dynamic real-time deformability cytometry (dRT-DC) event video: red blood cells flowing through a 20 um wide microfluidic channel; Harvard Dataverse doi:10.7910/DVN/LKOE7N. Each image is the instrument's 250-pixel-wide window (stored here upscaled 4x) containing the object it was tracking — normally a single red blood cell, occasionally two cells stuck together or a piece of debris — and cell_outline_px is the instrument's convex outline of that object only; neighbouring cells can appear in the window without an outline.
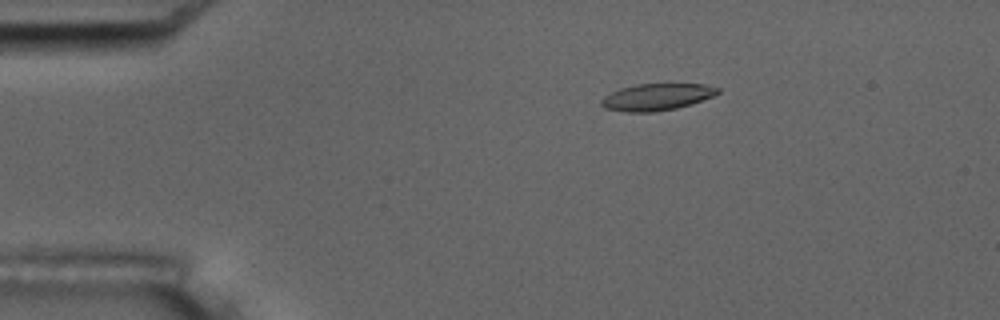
{"species": "common noctule bat (a hibernating species)", "species_latin": "Nyctalus noctula", "temperature_condition": "room temperature", "stored_images_in_passage": 55, "camera_frame_rate_fps": 3000, "um_per_image_px": 0.085, "animal": {"sex": "male", "body_mass_g": 17.5, "forearm_length_mm": 52.3}, "frame": {"image": 1, "passage_image": 10, "time_ms": 3.0, "image_size_px": [1000, 320], "cell_outline_px": [[720, 92], [712, 96], [692, 104], [676, 108], [656, 112], [624, 112], [604, 108], [600, 104], [600, 100], [604, 96], [620, 88], [636, 84], [704, 84], [720, 88]], "centroid_in_image_um": [55.8, 8.25], "position_along_channel_um": 29.2, "area_um2": 18.26}}
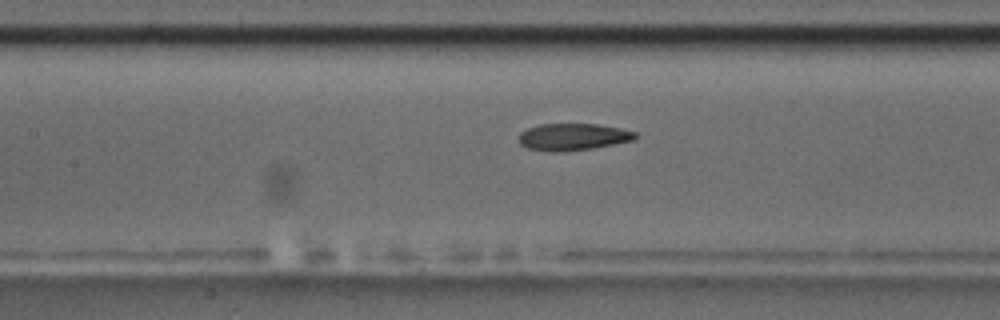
{"frame": {"image": 2, "passage_image": 25, "time_ms": 8.0, "image_size_px": [1000, 320], "cell_outline_px": [[636, 136], [632, 140], [592, 148], [564, 152], [548, 152], [528, 148], [520, 144], [516, 136], [520, 132], [528, 128], [540, 124], [596, 124], [620, 128], [636, 132]], "centroid_in_image_um": [48.62, 11.64], "position_along_channel_um": 158.8, "area_um2": 18.32}, "authors_computed_cell_mechanics": {"area_um2": 18.8428, "velocity_mm_per_s": 3.7048, "shape_relaxation_time_tau1_ms": 8.5012, "shape_relaxation_time_tau2_ms": 2.7004, "deformation_change_tau1": 0.2208, "deformation_change_tau2": 0.1055}}